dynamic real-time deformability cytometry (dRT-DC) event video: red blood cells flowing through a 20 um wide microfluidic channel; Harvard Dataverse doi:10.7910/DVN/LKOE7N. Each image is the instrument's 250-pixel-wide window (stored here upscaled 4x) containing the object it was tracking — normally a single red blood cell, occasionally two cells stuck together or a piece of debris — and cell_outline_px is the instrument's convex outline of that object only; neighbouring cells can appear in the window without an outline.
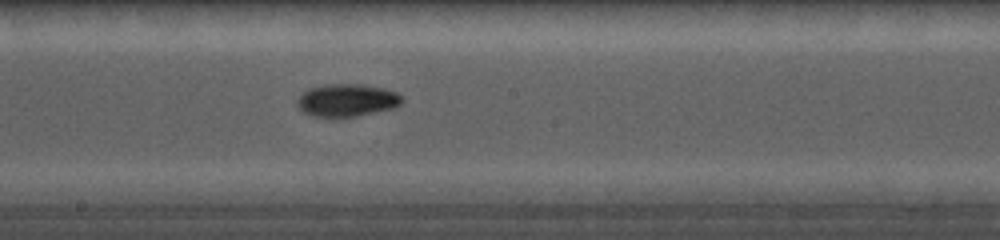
{"species": "common noctule bat (a hibernating species)", "species_latin": "Nyctalus noctula", "temperature_condition": "cold", "stored_images_in_passage": 11, "camera_frame_rate_fps": 5000, "um_per_image_px": 0.085, "animal": {"sex": "female", "body_mass_g": 19.0, "forearm_length_mm": 56.7}, "frame": {"image": 1, "passage_image": 10, "time_ms": 8.8, "image_size_px": [1000, 240], "cell_outline_px": [[404, 100], [400, 104], [392, 108], [356, 116], [308, 116], [296, 104], [300, 96], [304, 92], [312, 88], [328, 84], [360, 84], [380, 88], [396, 92]], "centroid_in_image_um": [29.48, 8.52], "position_along_channel_um": 218.7, "area_um2": 19.42}}